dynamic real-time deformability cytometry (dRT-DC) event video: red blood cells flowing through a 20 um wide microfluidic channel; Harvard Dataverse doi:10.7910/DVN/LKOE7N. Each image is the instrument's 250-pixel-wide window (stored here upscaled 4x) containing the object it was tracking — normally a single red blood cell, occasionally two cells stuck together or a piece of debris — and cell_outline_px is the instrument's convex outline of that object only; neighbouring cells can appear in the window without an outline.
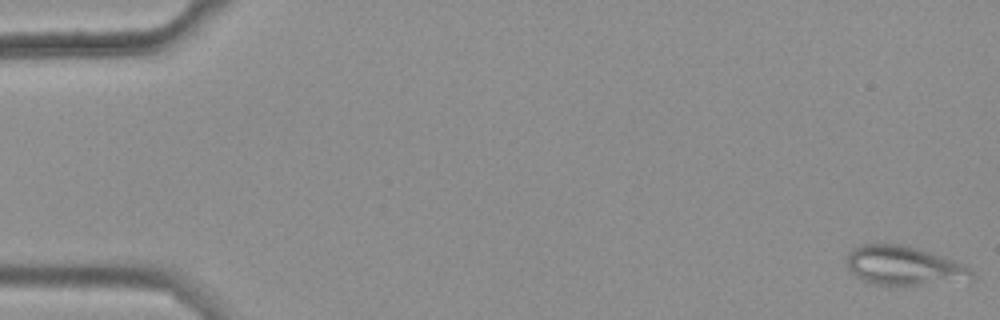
{"species": "common noctule bat (a hibernating species)", "species_latin": "Nyctalus noctula", "temperature_condition": "warm", "stored_images_in_passage": 47, "camera_frame_rate_fps": 3000, "um_per_image_px": 0.085, "animal": {"sex": "female", "body_mass_g": 25.1}, "frame": {"image": 1, "passage_image": 1, "time_ms": 0.0, "image_size_px": [1000, 320], "cell_outline_px": [[976, 280], [972, 284], [888, 288], [872, 284], [856, 276], [848, 268], [844, 260], [848, 252], [852, 248], [860, 244], [900, 244], [932, 252], [944, 256], [968, 268], [972, 272]], "centroid_in_image_um": [76.93, 22.68], "position_along_channel_um": 8.1, "area_um2": 30.58}}
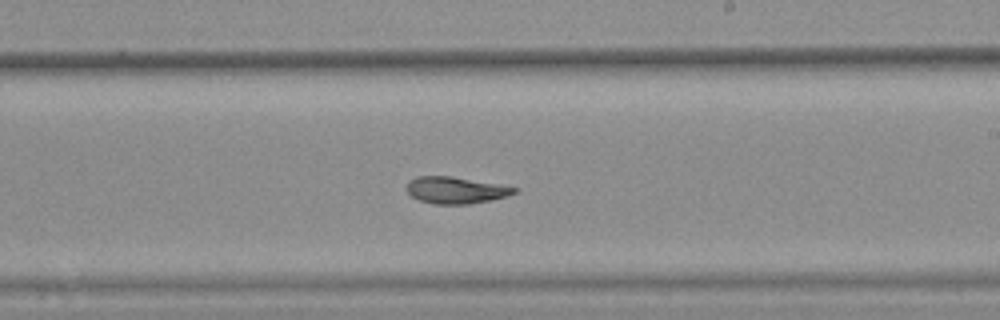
{"frame": {"image": 2, "passage_image": 33, "time_ms": 10.667, "image_size_px": [1000, 320], "cell_outline_px": [[520, 188], [516, 192], [504, 196], [488, 200], [468, 204], [432, 204], [420, 200], [412, 196], [404, 188], [408, 180], [416, 176], [452, 176]], "centroid_in_image_um": [38.66, 16.15], "position_along_channel_um": 250.3, "area_um2": 16.7}}
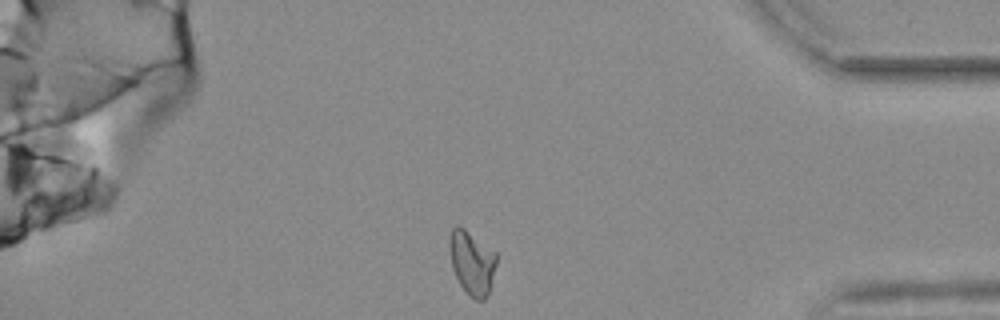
{"frame": {"image": 3, "passage_image": 47, "time_ms": 15.333, "image_size_px": [1000, 320], "cell_outline_px": [[496, 264], [488, 292], [484, 300], [476, 300], [468, 296], [460, 284], [452, 268], [448, 248], [448, 236], [452, 228], [464, 228], [496, 252]], "centroid_in_image_um": [40.08, 22.32], "position_along_channel_um": 395.1, "area_um2": 17.4}, "authors_computed_cell_mechanics": {"area_um2": 17.918, "velocity_mm_per_s": 3.6864, "shape_relaxation_time_tau1_ms": null, "shape_relaxation_time_tau2_ms": 6.2689, "deformation_change_tau1": null, "deformation_change_tau2": 0.0764}}